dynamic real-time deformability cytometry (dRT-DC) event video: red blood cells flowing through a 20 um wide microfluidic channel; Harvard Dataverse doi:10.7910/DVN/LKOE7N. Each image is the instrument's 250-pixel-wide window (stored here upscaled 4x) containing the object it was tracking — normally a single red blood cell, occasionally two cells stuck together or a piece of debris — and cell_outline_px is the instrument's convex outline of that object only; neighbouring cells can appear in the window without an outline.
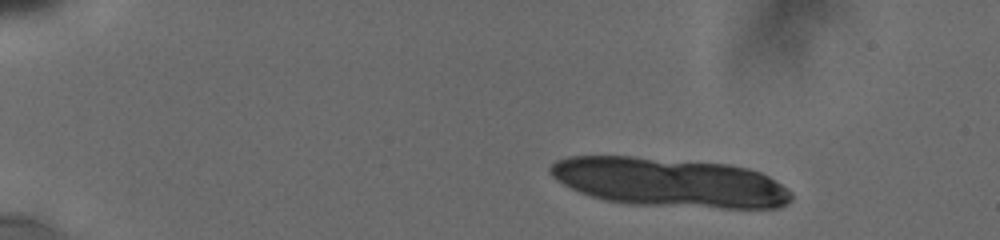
{"species": "human", "species_latin": "Homo sapiens", "temperature_condition": "cold", "stored_images_in_passage": 10, "camera_frame_rate_fps": 3000, "um_per_image_px": 0.085, "donor": {"sex": "male"}, "frame": {"image": 1, "passage_image": 5, "time_ms": 2.0, "image_size_px": [1000, 240], "cell_outline_px": [[792, 200], [788, 204], [780, 208], [720, 208], [628, 204], [604, 200], [580, 192], [556, 180], [548, 172], [548, 168], [556, 160], [568, 156], [632, 156], [728, 164], [748, 168], [760, 172], [768, 176], [792, 192]], "centroid_in_image_um": [56.92, 15.5], "position_along_channel_um": 28.1, "area_um2": 69.3}}